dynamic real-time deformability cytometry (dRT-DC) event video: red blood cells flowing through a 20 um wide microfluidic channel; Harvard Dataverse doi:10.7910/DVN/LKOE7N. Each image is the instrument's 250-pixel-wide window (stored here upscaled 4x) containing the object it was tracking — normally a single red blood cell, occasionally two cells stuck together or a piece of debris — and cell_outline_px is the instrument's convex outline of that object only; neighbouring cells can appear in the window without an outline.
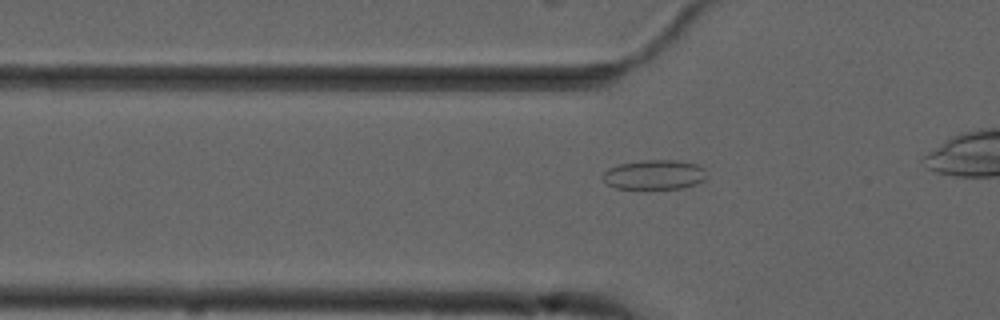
{"species": "common noctule bat (a hibernating species)", "species_latin": "Nyctalus noctula", "temperature_condition": "cold", "stored_images_in_passage": 19, "camera_frame_rate_fps": 3000, "um_per_image_px": 0.085, "animal": {"sex": "male", "forearm_length_mm": 52.5}, "frame": {"image": 1, "passage_image": 9, "time_ms": 2.667, "image_size_px": [1000, 320], "cell_outline_px": [[704, 180], [696, 184], [684, 188], [616, 188], [608, 184], [600, 176], [608, 168], [620, 164], [644, 160], [676, 160], [696, 164], [704, 168]], "centroid_in_image_um": [55.6, 14.84], "position_along_channel_um": 70.2, "area_um2": 17.74}}
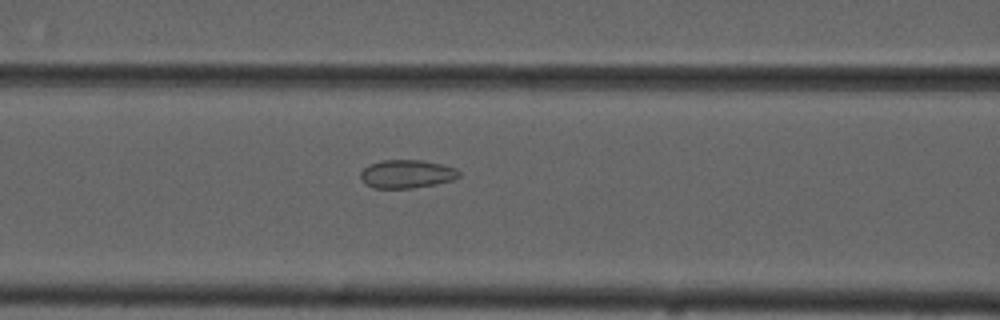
{"frame": {"image": 2, "passage_image": 14, "time_ms": 4.333, "image_size_px": [1000, 320], "cell_outline_px": [[460, 176], [452, 180], [436, 184], [412, 188], [372, 188], [364, 184], [360, 176], [360, 172], [368, 164], [384, 160], [420, 160], [440, 164], [456, 168], [460, 172]], "centroid_in_image_um": [34.54, 14.79], "position_along_channel_um": 132.1, "area_um2": 16.3}}